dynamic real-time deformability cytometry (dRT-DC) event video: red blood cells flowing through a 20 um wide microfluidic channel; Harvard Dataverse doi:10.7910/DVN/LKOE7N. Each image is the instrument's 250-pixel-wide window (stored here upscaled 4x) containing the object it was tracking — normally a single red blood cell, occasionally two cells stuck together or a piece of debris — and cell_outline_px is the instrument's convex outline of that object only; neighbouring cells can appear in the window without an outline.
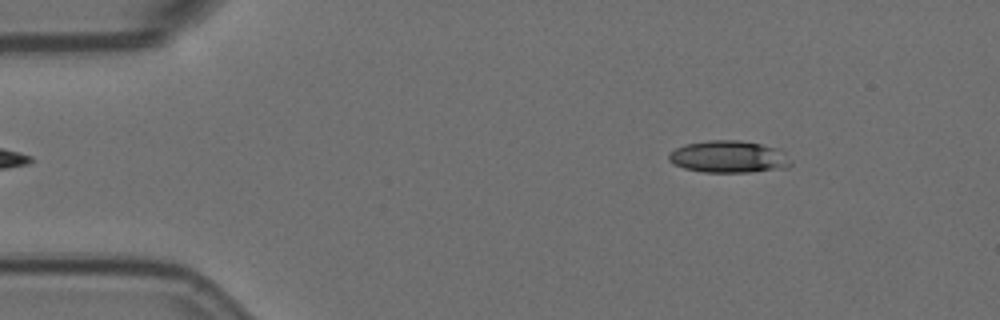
{"species": "Egyptian fruit bat (a non-hibernating species)", "species_latin": "Rousettus aegyptiacus", "temperature_condition": "room temperature", "stored_images_in_passage": 4, "camera_frame_rate_fps": 3000, "um_per_image_px": 0.085, "animal": {"sex": "female"}, "frame": {"image": 1, "passage_image": 3, "time_ms": 0.667, "image_size_px": [1000, 320], "cell_outline_px": [[792, 164], [788, 168], [748, 172], [704, 172], [684, 168], [668, 160], [668, 152], [684, 144], [708, 140], [740, 140], [780, 148], [792, 160]], "centroid_in_image_um": [61.97, 13.32], "position_along_channel_um": 23.0, "area_um2": 23.06}}